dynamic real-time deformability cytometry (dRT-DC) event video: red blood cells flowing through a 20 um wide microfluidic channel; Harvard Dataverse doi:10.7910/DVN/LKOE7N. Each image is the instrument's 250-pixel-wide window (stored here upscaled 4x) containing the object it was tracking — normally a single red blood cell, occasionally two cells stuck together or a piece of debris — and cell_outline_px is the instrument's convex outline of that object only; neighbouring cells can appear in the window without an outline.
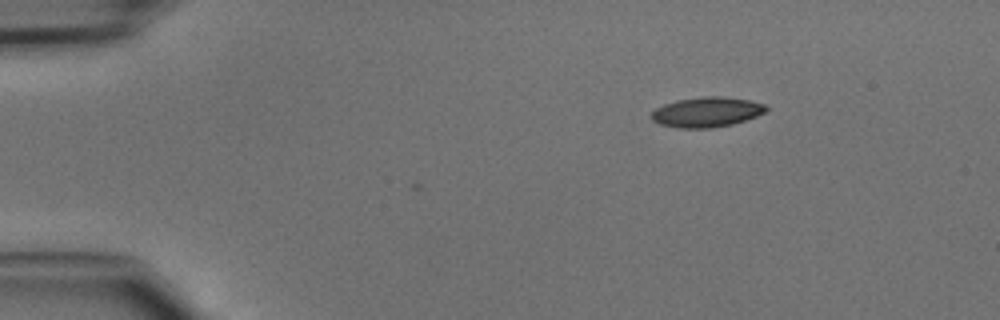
{"species": "common noctule bat (a hibernating species)", "species_latin": "Nyctalus noctula", "temperature_condition": "cold", "stored_images_in_passage": 35, "camera_frame_rate_fps": 3000, "um_per_image_px": 0.085, "animal": {"sex": "male", "body_mass_g": 15.6}, "frame": {"image": 1, "passage_image": 1, "time_ms": 0.0, "image_size_px": [1000, 320], "cell_outline_px": [[768, 108], [764, 112], [756, 116], [732, 124], [708, 128], [676, 128], [660, 124], [652, 120], [652, 112], [656, 108], [664, 104], [676, 100], [704, 96], [724, 96], [748, 100], [764, 104]], "centroid_in_image_um": [60.04, 9.52], "position_along_channel_um": 25.0, "area_um2": 19.94}}
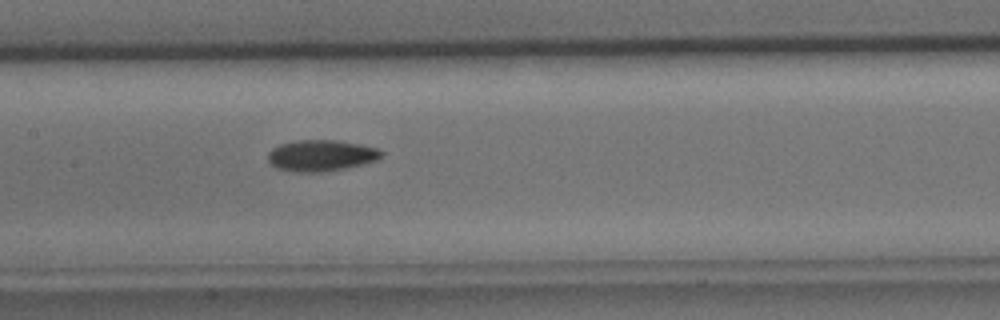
{"frame": {"image": 2, "passage_image": 17, "time_ms": 5.333, "image_size_px": [1000, 320], "cell_outline_px": [[384, 152], [376, 160], [344, 168], [316, 172], [300, 172], [276, 168], [268, 160], [268, 152], [272, 148], [280, 144], [296, 140], [336, 140], [360, 144], [380, 148]], "centroid_in_image_um": [27.28, 13.2], "position_along_channel_um": 180.1, "area_um2": 20.46}}
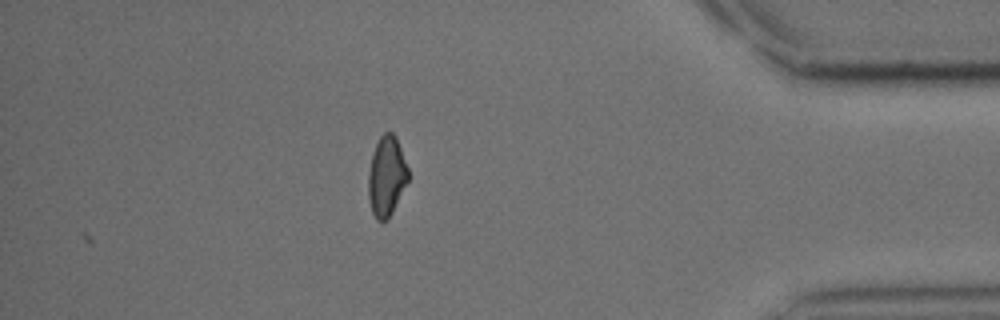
{"frame": {"image": 3, "passage_image": 35, "time_ms": 11.333, "image_size_px": [1000, 320], "cell_outline_px": [[408, 180], [388, 220], [376, 220], [372, 212], [368, 200], [368, 172], [372, 156], [376, 144], [380, 136], [384, 132], [392, 132], [396, 136], [408, 168]], "centroid_in_image_um": [32.84, 14.98], "position_along_channel_um": 402.4, "area_um2": 18.5}}